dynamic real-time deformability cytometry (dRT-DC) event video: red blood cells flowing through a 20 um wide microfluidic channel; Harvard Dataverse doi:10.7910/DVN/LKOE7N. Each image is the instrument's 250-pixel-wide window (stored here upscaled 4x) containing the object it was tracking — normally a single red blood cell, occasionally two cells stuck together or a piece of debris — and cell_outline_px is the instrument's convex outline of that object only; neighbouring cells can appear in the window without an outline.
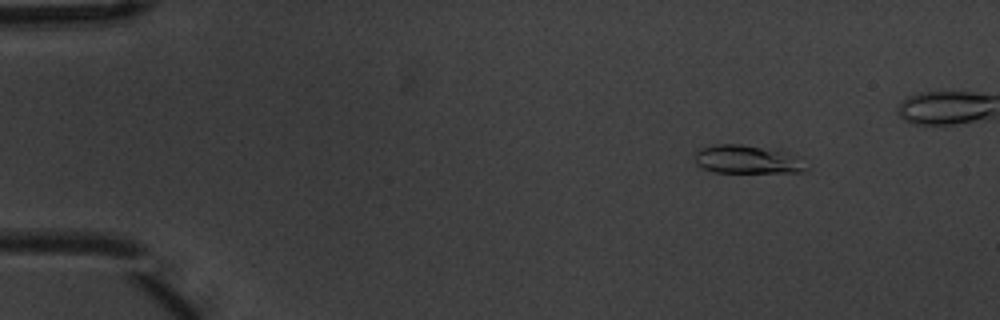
{"species": "common noctule bat (a hibernating species)", "species_latin": "Nyctalus noctula", "temperature_condition": "warm", "stored_images_in_passage": 4, "camera_frame_rate_fps": 3000, "um_per_image_px": 0.085, "animal": {"sex": "male", "body_mass_g": 20.1, "forearm_length_mm": 53.5}, "frame": {"image": 1, "passage_image": 1, "time_ms": 0.0, "image_size_px": [1000, 320], "cell_outline_px": [[808, 168], [804, 172], [712, 172], [696, 164], [696, 152], [700, 148], [716, 144], [740, 144], [776, 148], [784, 152]], "centroid_in_image_um": [63.43, 13.54], "position_along_channel_um": 21.6, "area_um2": 18.09}}